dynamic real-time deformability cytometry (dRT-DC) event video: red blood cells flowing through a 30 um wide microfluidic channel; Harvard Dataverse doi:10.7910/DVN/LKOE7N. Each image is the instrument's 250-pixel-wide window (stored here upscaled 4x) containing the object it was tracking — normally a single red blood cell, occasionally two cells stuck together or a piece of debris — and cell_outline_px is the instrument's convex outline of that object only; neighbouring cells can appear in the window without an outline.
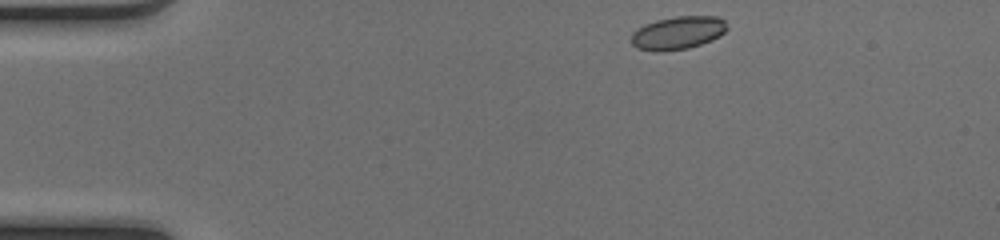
{"species": "common noctule bat (a hibernating species)", "species_latin": "Nyctalus noctula", "temperature_condition": "cold", "stored_images_in_passage": 43, "camera_frame_rate_fps": 3000, "um_per_image_px": 0.085, "animal": {"sex": "female", "body_mass_g": 17.0, "forearm_length_mm": 48.0}, "frame": {"image": 1, "passage_image": 1, "time_ms": 0.0, "image_size_px": [1000, 240], "cell_outline_px": [[728, 28], [720, 36], [712, 40], [688, 48], [656, 52], [636, 48], [632, 44], [632, 32], [636, 28], [644, 24], [656, 20], [676, 16], [720, 16], [724, 20]], "centroid_in_image_um": [57.61, 2.78], "position_along_channel_um": 27.4, "area_um2": 18.61}}
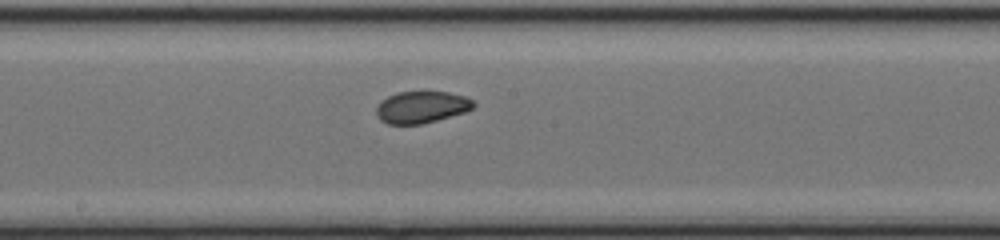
{"frame": {"image": 2, "passage_image": 20, "time_ms": 6.333, "image_size_px": [1000, 240], "cell_outline_px": [[476, 104], [472, 108], [464, 112], [436, 120], [420, 124], [388, 124], [380, 120], [376, 112], [376, 108], [380, 100], [396, 92], [448, 92], [464, 96], [472, 100]], "centroid_in_image_um": [35.8, 9.1], "position_along_channel_um": 212.4, "area_um2": 17.92}}
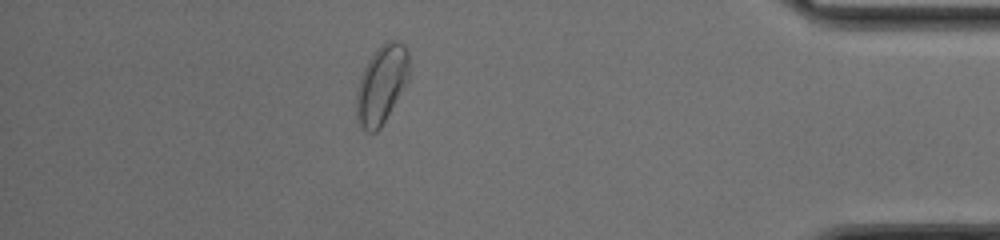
{"frame": {"image": 3, "passage_image": 37, "time_ms": 12.0, "image_size_px": [1000, 240], "cell_outline_px": [[408, 80], [380, 128], [376, 132], [368, 132], [356, 120], [356, 92], [364, 68], [368, 60], [376, 48], [380, 44], [388, 40], [400, 40], [404, 44], [408, 52]], "centroid_in_image_um": [32.42, 7.14], "position_along_channel_um": 402.8, "area_um2": 23.93}, "authors_computed_cell_mechanics": {"area_um2": 18.8428, "velocity_mm_per_s": 4.1007, "shape_relaxation_time_tau1_ms": 5.5765, "shape_relaxation_time_tau2_ms": 1.2097, "deformation_change_tau1": 0.1072, "deformation_change_tau2": 0.0503}}